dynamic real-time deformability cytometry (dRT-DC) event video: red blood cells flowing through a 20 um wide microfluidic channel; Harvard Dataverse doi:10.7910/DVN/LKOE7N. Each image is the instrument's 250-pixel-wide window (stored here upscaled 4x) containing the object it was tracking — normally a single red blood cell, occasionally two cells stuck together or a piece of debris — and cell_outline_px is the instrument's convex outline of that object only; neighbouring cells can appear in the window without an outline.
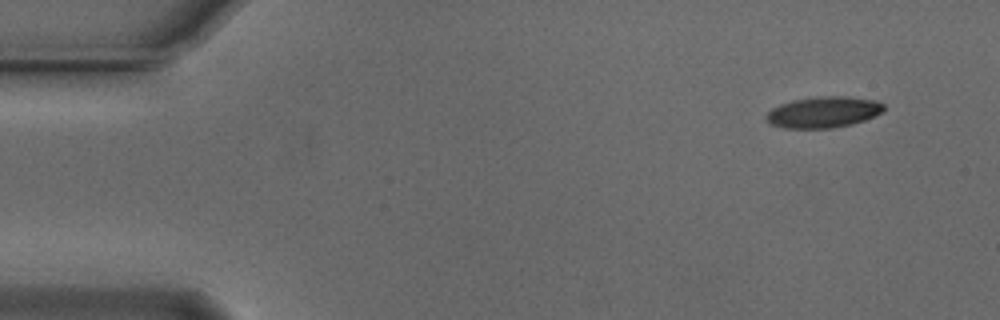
{"species": "Egyptian fruit bat (a non-hibernating species)", "species_latin": "Rousettus aegyptiacus", "temperature_condition": "cold", "stored_images_in_passage": 13, "camera_frame_rate_fps": 3000, "um_per_image_px": 0.085, "animal": {"sex": "male"}, "frame": {"image": 1, "passage_image": 1, "time_ms": 0.0, "image_size_px": [1000, 320], "cell_outline_px": [[884, 112], [864, 120], [852, 124], [832, 128], [784, 128], [768, 124], [764, 116], [772, 108], [780, 104], [792, 100], [816, 96], [848, 96], [876, 100], [884, 104]], "centroid_in_image_um": [69.98, 9.53], "position_along_channel_um": 15.0, "area_um2": 21.62}}
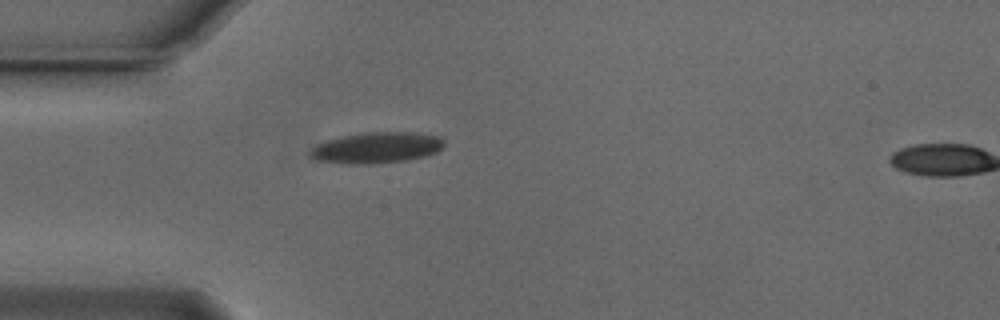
{"frame": {"image": 2, "passage_image": 12, "time_ms": 3.667, "image_size_px": [1000, 320], "cell_outline_px": [[444, 148], [436, 152], [424, 156], [408, 160], [376, 164], [348, 164], [316, 160], [308, 152], [316, 144], [340, 136], [364, 132], [416, 132], [444, 136]], "centroid_in_image_um": [32.06, 12.54], "position_along_channel_um": 52.9, "area_um2": 24.62}}